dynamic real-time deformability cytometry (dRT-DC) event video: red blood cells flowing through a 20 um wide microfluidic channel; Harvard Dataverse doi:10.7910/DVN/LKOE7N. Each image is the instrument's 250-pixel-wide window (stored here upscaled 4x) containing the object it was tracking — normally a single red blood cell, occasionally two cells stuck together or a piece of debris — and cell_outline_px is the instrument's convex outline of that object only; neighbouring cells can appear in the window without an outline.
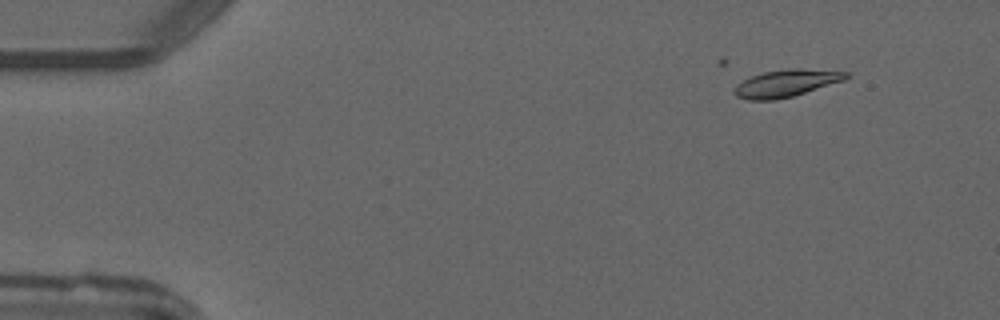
{"species": "common noctule bat (a hibernating species)", "species_latin": "Nyctalus noctula", "temperature_condition": "warm", "stored_images_in_passage": 4, "camera_frame_rate_fps": 3000, "um_per_image_px": 0.085, "animal": {"sex": "male", "forearm_length_mm": 52.5}, "frame": {"image": 1, "passage_image": 2, "time_ms": 2.0, "image_size_px": [1000, 320], "cell_outline_px": [[848, 76], [844, 80], [792, 96], [776, 100], [748, 100], [736, 96], [732, 92], [736, 84], [752, 76], [764, 72], [788, 68], [796, 68], [848, 72]], "centroid_in_image_um": [66.77, 7.08], "position_along_channel_um": 18.2, "area_um2": 17.51}}